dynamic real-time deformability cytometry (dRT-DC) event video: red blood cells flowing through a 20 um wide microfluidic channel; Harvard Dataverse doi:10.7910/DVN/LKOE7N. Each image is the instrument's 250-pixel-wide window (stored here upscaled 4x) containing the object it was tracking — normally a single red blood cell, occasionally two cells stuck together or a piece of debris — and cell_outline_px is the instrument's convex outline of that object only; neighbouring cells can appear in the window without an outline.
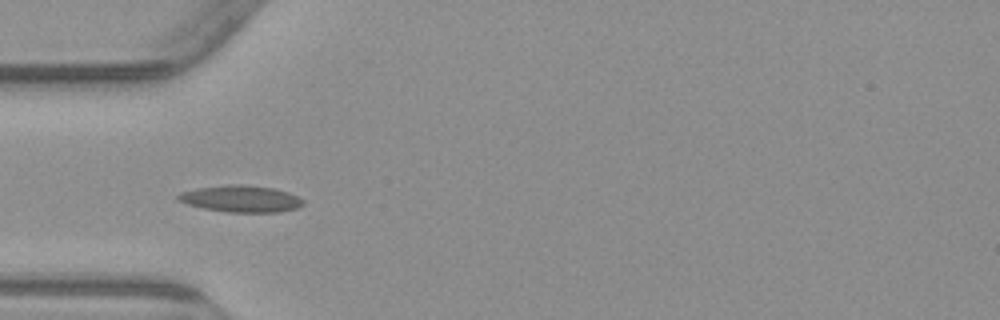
{"species": "common noctule bat (a hibernating species)", "species_latin": "Nyctalus noctula", "temperature_condition": "warm", "stored_images_in_passage": 4, "camera_frame_rate_fps": 3000, "um_per_image_px": 0.085, "animal": {"sex": "male", "body_mass_g": 23.1, "forearm_length_mm": 52.7}, "frame": {"image": 1, "passage_image": 4, "time_ms": 4.667, "image_size_px": [1000, 320], "cell_outline_px": [[304, 204], [296, 208], [276, 212], [228, 212], [204, 208], [188, 204], [176, 200], [176, 196], [184, 192], [200, 188], [228, 184], [240, 184], [272, 188], [288, 192], [304, 200]], "centroid_in_image_um": [20.49, 16.9], "position_along_channel_um": 64.5, "area_um2": 19.13}}